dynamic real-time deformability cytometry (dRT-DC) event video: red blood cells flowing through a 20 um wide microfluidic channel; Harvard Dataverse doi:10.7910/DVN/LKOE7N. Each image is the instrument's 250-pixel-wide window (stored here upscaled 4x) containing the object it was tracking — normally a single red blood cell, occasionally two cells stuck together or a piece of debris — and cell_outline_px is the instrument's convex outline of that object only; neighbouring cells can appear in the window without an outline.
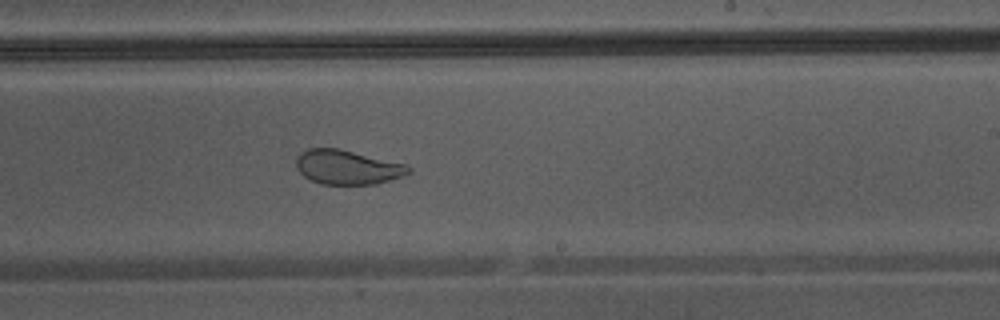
{"species": "Egyptian fruit bat (a non-hibernating species)", "species_latin": "Rousettus aegyptiacus", "temperature_condition": "warm", "stored_images_in_passage": 44, "camera_frame_rate_fps": 3000, "um_per_image_px": 0.085, "animal": {"sex": "male"}, "frame": {"image": 1, "passage_image": 31, "time_ms": 10.0, "image_size_px": [1000, 320], "cell_outline_px": [[412, 172], [404, 176], [376, 184], [320, 184], [304, 176], [296, 168], [296, 160], [300, 152], [308, 148], [340, 148], [408, 164], [412, 168]], "centroid_in_image_um": [29.57, 14.2], "position_along_channel_um": 259.4, "area_um2": 22.83}}